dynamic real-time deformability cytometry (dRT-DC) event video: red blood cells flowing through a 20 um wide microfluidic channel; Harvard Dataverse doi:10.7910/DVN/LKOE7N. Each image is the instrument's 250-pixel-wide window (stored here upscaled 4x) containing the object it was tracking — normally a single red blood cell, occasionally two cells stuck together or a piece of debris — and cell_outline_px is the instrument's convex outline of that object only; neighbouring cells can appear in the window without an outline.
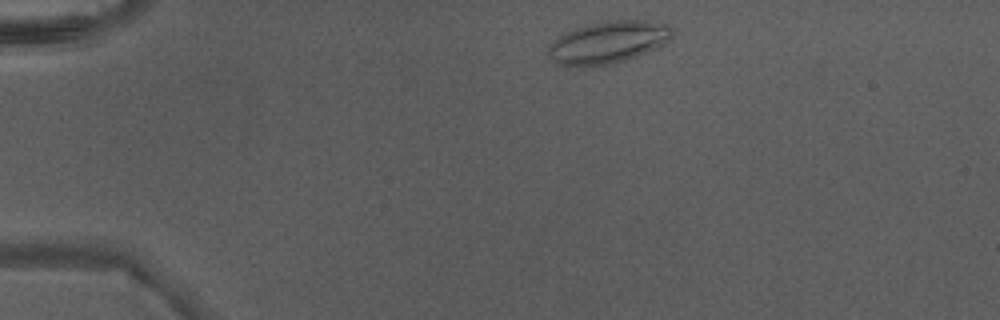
{"species": "Egyptian fruit bat (a non-hibernating species)", "species_latin": "Rousettus aegyptiacus", "temperature_condition": "warm", "stored_images_in_passage": 39, "camera_frame_rate_fps": 3000, "um_per_image_px": 0.085, "animal": {"sex": "male"}, "frame": {"image": 1, "passage_image": 2, "time_ms": 0.333, "image_size_px": [1000, 320], "cell_outline_px": [[672, 36], [668, 40], [636, 56], [624, 60], [608, 64], [560, 64], [552, 60], [548, 52], [548, 48], [564, 32], [588, 24], [604, 20], [644, 20], [668, 24], [672, 28]], "centroid_in_image_um": [51.71, 3.54], "position_along_channel_um": 33.3, "area_um2": 29.42}}
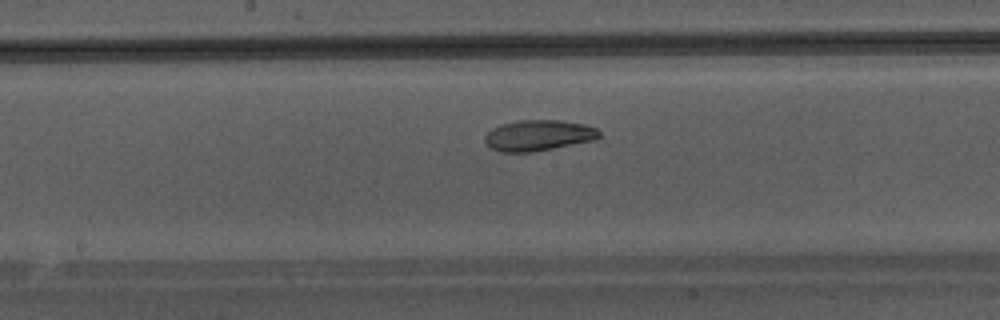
{"frame": {"image": 2, "passage_image": 18, "time_ms": 5.667, "image_size_px": [1000, 320], "cell_outline_px": [[600, 136], [596, 140], [532, 152], [500, 152], [492, 148], [484, 140], [484, 136], [492, 128], [500, 124], [516, 120], [560, 120], [584, 124], [596, 128], [600, 132]], "centroid_in_image_um": [45.77, 11.5], "position_along_channel_um": 202.4, "area_um2": 20.63}}
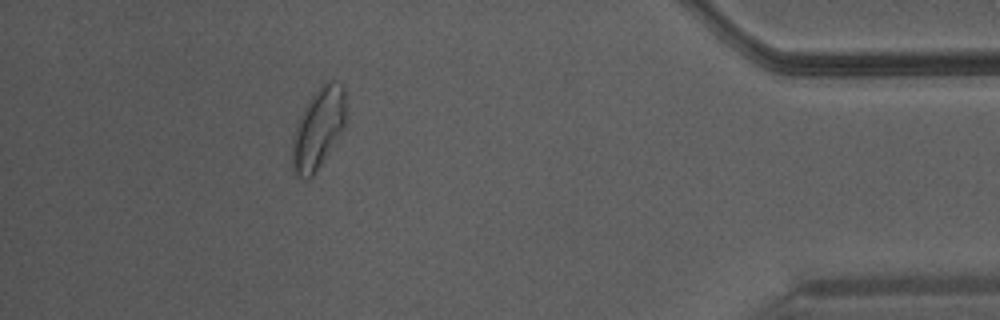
{"frame": {"image": 3, "passage_image": 35, "time_ms": 11.333, "image_size_px": [1000, 320], "cell_outline_px": [[344, 128], [312, 176], [308, 180], [304, 180], [296, 176], [292, 168], [292, 136], [300, 116], [308, 100], [328, 80], [336, 80], [344, 88]], "centroid_in_image_um": [27.02, 10.95], "position_along_channel_um": 408.2, "area_um2": 24.74}}